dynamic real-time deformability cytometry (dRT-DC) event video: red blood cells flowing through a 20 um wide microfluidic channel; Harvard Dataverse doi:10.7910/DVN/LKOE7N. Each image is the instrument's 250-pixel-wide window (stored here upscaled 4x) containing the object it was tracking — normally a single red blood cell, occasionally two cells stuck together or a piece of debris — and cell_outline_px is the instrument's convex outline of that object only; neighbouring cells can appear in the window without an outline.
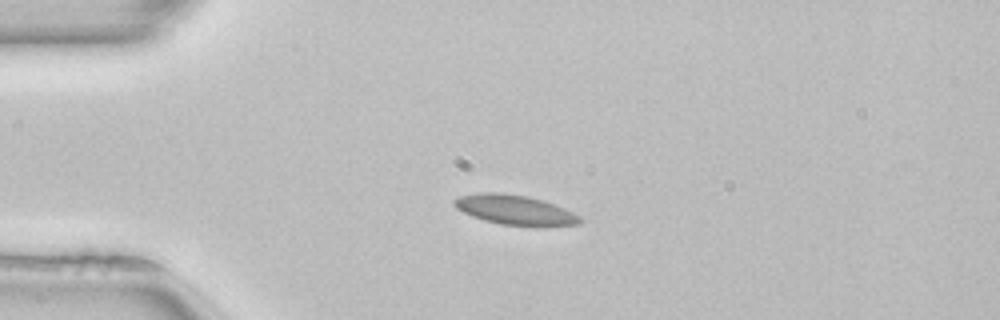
{"species": "common noctule bat (a hibernating species)", "species_latin": "Nyctalus noctula", "temperature_condition": "room temperature", "stored_images_in_passage": 40, "camera_frame_rate_fps": 3000, "um_per_image_px": 0.085, "animal": {"sex": "female", "body_mass_g": 22.7, "forearm_length_mm": 54.2}, "frame": {"image": 1, "passage_image": 1, "time_ms": 0.0, "image_size_px": [1000, 320], "cell_outline_px": [[584, 220], [580, 224], [536, 228], [500, 224], [484, 220], [472, 216], [456, 208], [452, 204], [452, 200], [460, 196], [476, 192], [504, 192], [528, 196], [564, 208], [580, 216]], "centroid_in_image_um": [43.78, 17.86], "position_along_channel_um": 41.2, "area_um2": 22.37}, "authors_computed_cell_mechanics": {"area_um2": 20.1722, "velocity_mm_per_s": 3.9982, "shape_relaxation_time_tau1_ms": null, "shape_relaxation_time_tau2_ms": 1.8135, "deformation_change_tau1": null, "deformation_change_tau2": 0.0497}}